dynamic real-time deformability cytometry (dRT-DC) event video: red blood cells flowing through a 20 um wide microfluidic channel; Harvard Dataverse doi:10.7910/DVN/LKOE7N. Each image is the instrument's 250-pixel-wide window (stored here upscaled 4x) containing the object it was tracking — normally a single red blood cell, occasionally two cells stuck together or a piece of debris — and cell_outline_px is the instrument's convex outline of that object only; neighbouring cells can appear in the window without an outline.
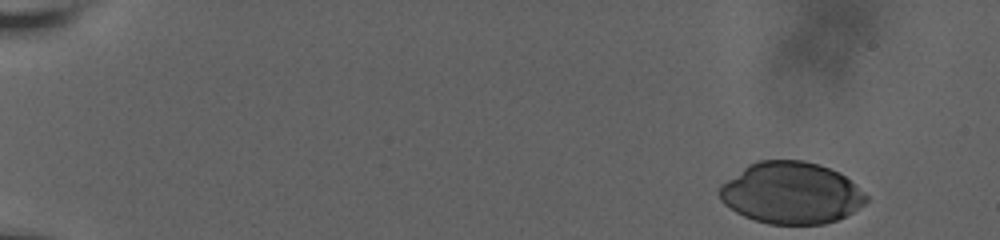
{"species": "human", "species_latin": "Homo sapiens", "temperature_condition": "room temperature", "stored_images_in_passage": 48, "camera_frame_rate_fps": 3000, "um_per_image_px": 0.085, "donor": {"sex": "male"}, "frame": {"image": 1, "passage_image": 1, "time_ms": 0.0, "image_size_px": [1000, 240], "cell_outline_px": [[868, 200], [864, 204], [852, 212], [836, 220], [824, 224], [768, 224], [744, 216], [736, 212], [724, 204], [720, 200], [716, 192], [720, 184], [748, 164], [756, 160], [804, 160], [840, 172], [864, 192], [868, 196]], "centroid_in_image_um": [67.2, 16.4], "position_along_channel_um": 17.8, "area_um2": 52.94}}
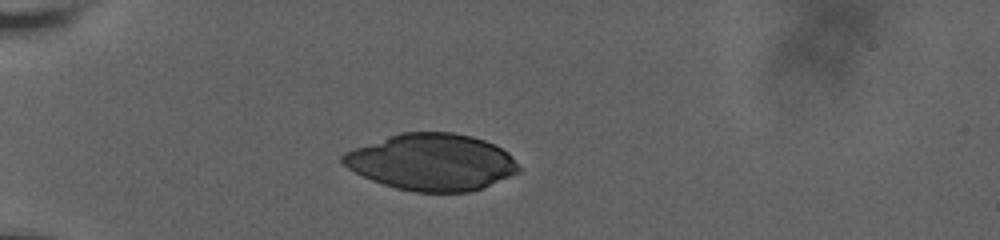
{"frame": {"image": 2, "passage_image": 16, "time_ms": 4.333, "image_size_px": [1000, 240], "cell_outline_px": [[520, 172], [480, 188], [468, 192], [416, 192], [396, 188], [372, 180], [348, 168], [340, 160], [340, 156], [344, 152], [400, 132], [452, 132], [472, 136], [484, 140], [508, 152], [512, 156], [520, 168]], "centroid_in_image_um": [36.7, 13.77], "position_along_channel_um": 48.3, "area_um2": 57.68}}
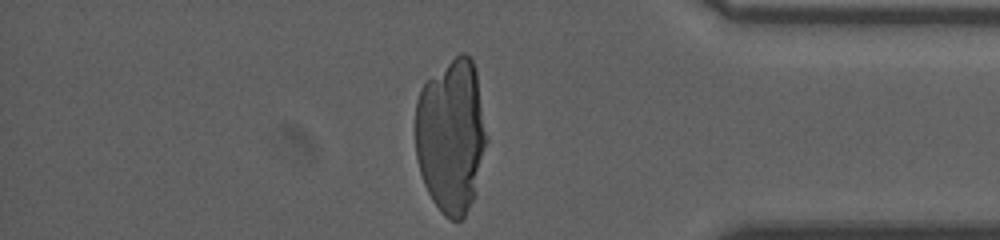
{"frame": {"image": 3, "passage_image": 47, "time_ms": 15.333, "image_size_px": [1000, 240], "cell_outline_px": [[488, 140], [472, 200], [464, 216], [460, 220], [452, 220], [444, 216], [440, 212], [432, 200], [424, 184], [416, 160], [416, 100], [420, 88], [428, 80], [460, 52], [464, 52], [472, 60], [476, 72], [488, 136]], "centroid_in_image_um": [38.35, 11.55], "position_along_channel_um": 396.9, "area_um2": 63.93}}